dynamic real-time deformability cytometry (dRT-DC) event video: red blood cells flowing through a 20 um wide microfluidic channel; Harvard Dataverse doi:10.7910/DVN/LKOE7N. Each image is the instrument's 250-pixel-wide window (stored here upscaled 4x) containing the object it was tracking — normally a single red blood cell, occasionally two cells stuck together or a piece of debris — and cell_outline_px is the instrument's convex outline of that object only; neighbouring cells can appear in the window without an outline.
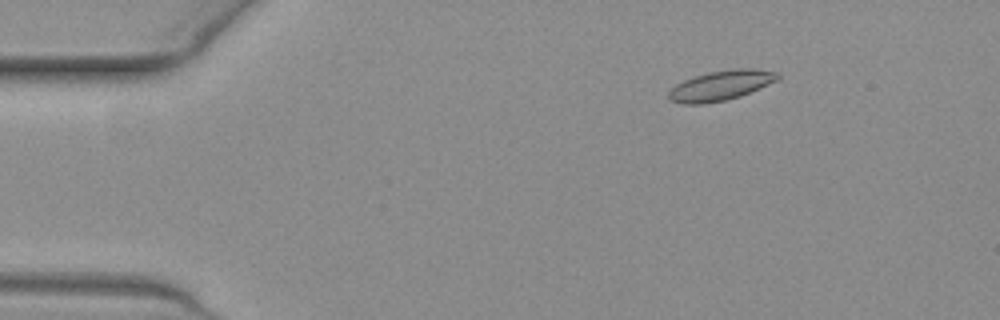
{"species": "common noctule bat (a hibernating species)", "species_latin": "Nyctalus noctula", "temperature_condition": "warm", "stored_images_in_passage": 54, "camera_frame_rate_fps": 3000, "um_per_image_px": 0.085, "animal": {"sex": "female", "body_mass_g": 19.3, "forearm_length_mm": 54.1}, "frame": {"image": 1, "passage_image": 8, "time_ms": 2.333, "image_size_px": [1000, 320], "cell_outline_px": [[780, 76], [776, 80], [760, 88], [740, 96], [724, 100], [704, 104], [680, 104], [668, 100], [668, 92], [676, 84], [684, 80], [708, 72], [732, 68], [752, 68], [780, 72]], "centroid_in_image_um": [61.25, 7.26], "position_along_channel_um": 23.7, "area_um2": 19.07}}
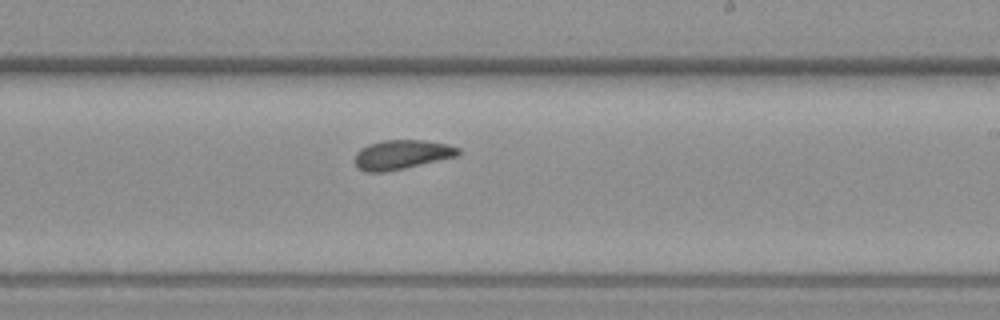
{"frame": {"image": 2, "passage_image": 32, "time_ms": 10.333, "image_size_px": [1000, 320], "cell_outline_px": [[460, 152], [456, 156], [404, 168], [384, 172], [364, 172], [352, 160], [356, 152], [360, 148], [368, 144], [384, 140], [424, 140], [448, 144], [460, 148]], "centroid_in_image_um": [34.1, 13.13], "position_along_channel_um": 254.9, "area_um2": 17.69}}
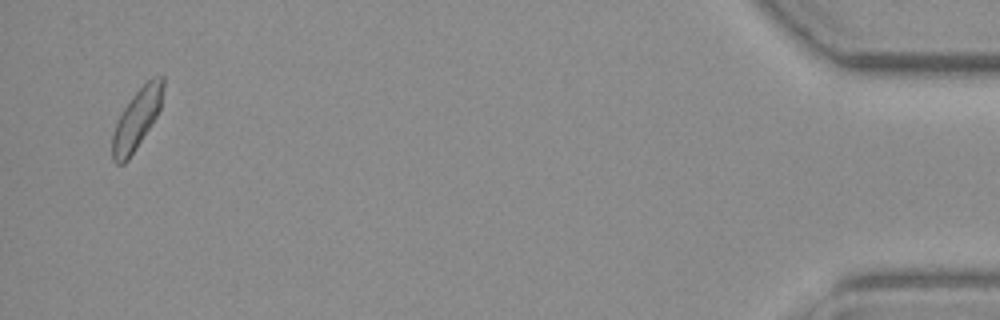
{"frame": {"image": 3, "passage_image": 52, "time_ms": 17.0, "image_size_px": [1000, 320], "cell_outline_px": [[164, 84], [160, 108], [156, 116], [136, 148], [128, 160], [124, 164], [116, 164], [112, 160], [112, 132], [124, 108], [132, 96], [152, 76], [164, 76]], "centroid_in_image_um": [11.61, 10.13], "position_along_channel_um": 423.6, "area_um2": 17.51}, "authors_computed_cell_mechanics": {"area_um2": 17.8602, "velocity_mm_per_s": 3.8669, "shape_relaxation_time_tau1_ms": 5.2144, "shape_relaxation_time_tau2_ms": 4.2283, "deformation_change_tau1": 0.1331, "deformation_change_tau2": 0.1158}}